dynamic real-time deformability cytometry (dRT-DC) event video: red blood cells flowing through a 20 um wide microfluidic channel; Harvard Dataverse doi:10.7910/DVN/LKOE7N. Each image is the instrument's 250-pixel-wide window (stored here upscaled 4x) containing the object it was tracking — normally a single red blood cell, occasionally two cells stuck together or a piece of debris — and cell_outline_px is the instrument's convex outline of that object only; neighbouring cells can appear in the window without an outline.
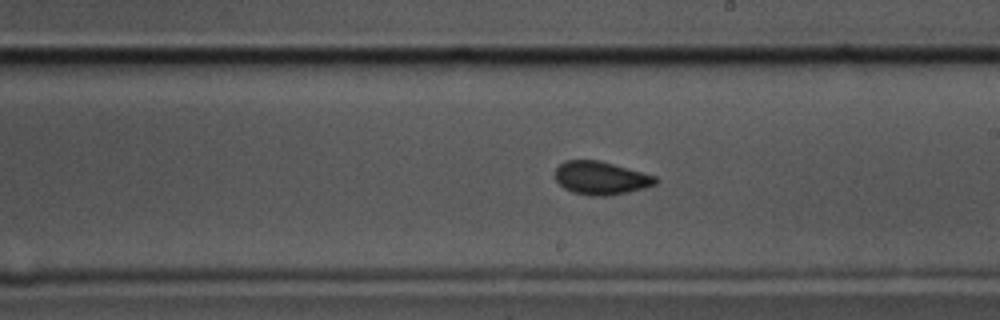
{"species": "common noctule bat (a hibernating species)", "species_latin": "Nyctalus noctula", "temperature_condition": "cold", "stored_images_in_passage": 58, "camera_frame_rate_fps": 3000, "um_per_image_px": 0.085, "animal": {"sex": "male", "body_mass_g": 17.5, "forearm_length_mm": 52.3}, "frame": {"image": 1, "passage_image": 33, "time_ms": 10.667, "image_size_px": [1000, 320], "cell_outline_px": [[660, 180], [656, 184], [644, 188], [628, 192], [608, 196], [588, 196], [572, 192], [564, 188], [556, 180], [556, 168], [560, 164], [568, 160], [600, 160], [656, 176]], "centroid_in_image_um": [51.1, 15.14], "position_along_channel_um": 237.9, "area_um2": 19.48}}
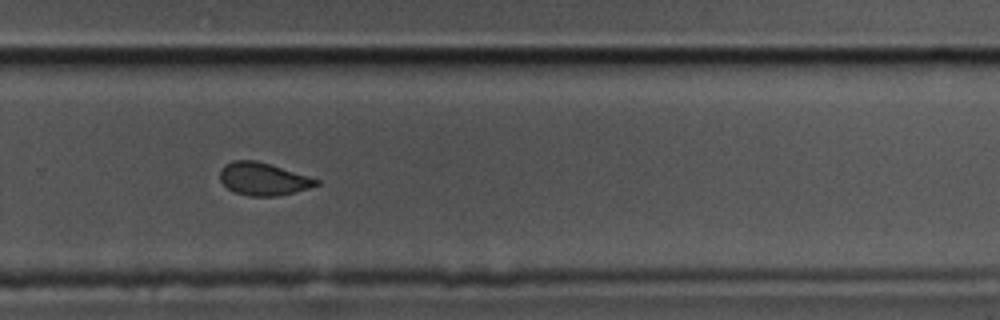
{"frame": {"image": 2, "passage_image": 39, "time_ms": 12.667, "image_size_px": [1000, 320], "cell_outline_px": [[320, 184], [308, 188], [276, 196], [248, 196], [236, 192], [228, 188], [220, 180], [220, 168], [224, 164], [232, 160], [256, 160], [308, 176], [320, 180]], "centroid_in_image_um": [22.34, 15.2], "position_along_channel_um": 307.5, "area_um2": 18.15}}
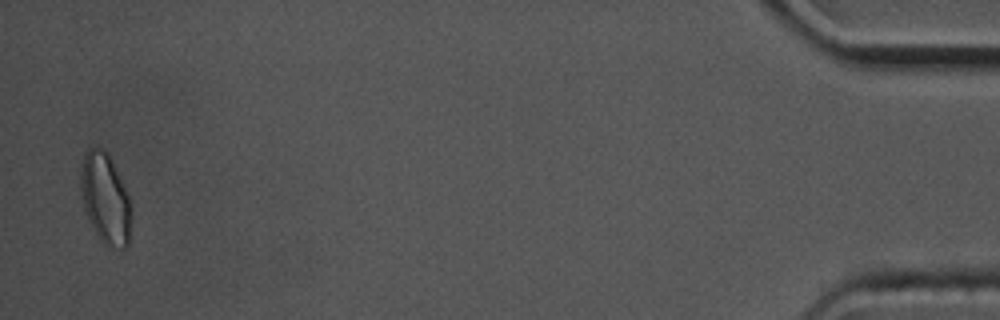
{"frame": {"image": 3, "passage_image": 57, "time_ms": 18.667, "image_size_px": [1000, 320], "cell_outline_px": [[132, 208], [128, 244], [124, 248], [108, 248], [100, 240], [92, 228], [88, 220], [84, 208], [80, 192], [80, 172], [84, 152], [88, 148], [104, 148], [108, 152], [112, 160], [128, 196]], "centroid_in_image_um": [8.93, 16.89], "position_along_channel_um": 426.3, "area_um2": 26.99}, "authors_computed_cell_mechanics": {"area_um2": 19.4786, "velocity_mm_per_s": 3.4734, "shape_relaxation_time_tau1_ms": 3.4156, "shape_relaxation_time_tau2_ms": 2.0395, "deformation_change_tau1": 0.0794, "deformation_change_tau2": 0.0497}}